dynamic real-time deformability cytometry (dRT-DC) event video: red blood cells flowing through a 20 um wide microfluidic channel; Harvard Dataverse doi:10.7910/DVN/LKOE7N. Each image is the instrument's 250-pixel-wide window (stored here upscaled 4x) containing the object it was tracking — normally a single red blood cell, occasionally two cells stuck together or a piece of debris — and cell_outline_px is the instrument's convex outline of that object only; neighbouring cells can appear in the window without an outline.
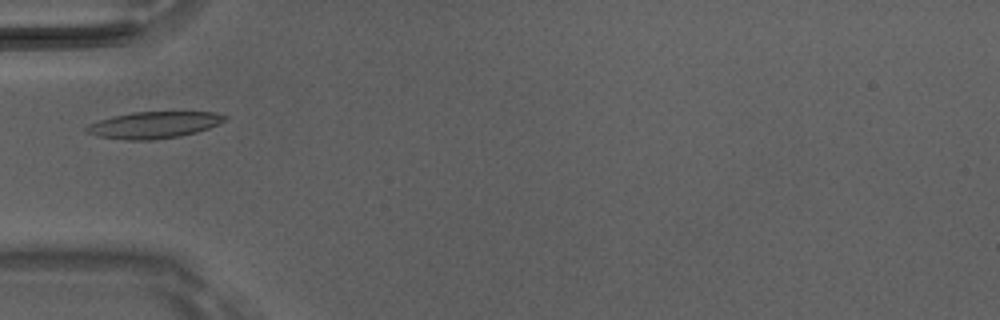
{"species": "Egyptian fruit bat (a non-hibernating species)", "species_latin": "Rousettus aegyptiacus", "temperature_condition": "room temperature", "stored_images_in_passage": 4, "camera_frame_rate_fps": 3000, "um_per_image_px": 0.085, "animal": {"sex": "male"}, "frame": {"image": 1, "passage_image": 3, "time_ms": 0.667, "image_size_px": [1000, 320], "cell_outline_px": [[228, 120], [208, 128], [196, 132], [180, 136], [152, 140], [128, 140], [100, 136], [88, 132], [84, 128], [88, 124], [100, 120], [132, 112], [216, 112], [228, 116]], "centroid_in_image_um": [13.14, 10.61], "position_along_channel_um": 71.9, "area_um2": 21.27}}